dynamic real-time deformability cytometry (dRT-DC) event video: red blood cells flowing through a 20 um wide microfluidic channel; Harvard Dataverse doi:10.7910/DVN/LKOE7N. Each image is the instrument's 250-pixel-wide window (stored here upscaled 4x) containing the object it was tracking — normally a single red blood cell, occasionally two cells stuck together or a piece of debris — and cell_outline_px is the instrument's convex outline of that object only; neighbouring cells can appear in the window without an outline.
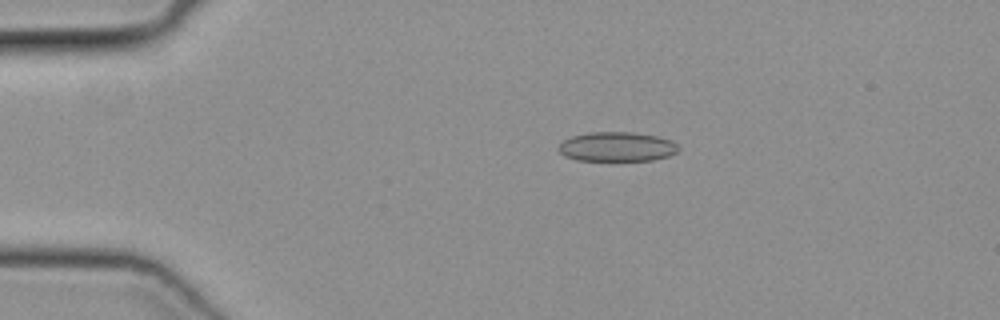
{"species": "common noctule bat (a hibernating species)", "species_latin": "Nyctalus noctula", "temperature_condition": "cold", "stored_images_in_passage": 15, "camera_frame_rate_fps": 3000, "um_per_image_px": 0.085, "animal": {"sex": "female", "body_mass_g": 19.3, "forearm_length_mm": 54.1}, "frame": {"image": 1, "passage_image": 6, "time_ms": 1.667, "image_size_px": [1000, 320], "cell_outline_px": [[680, 148], [676, 152], [668, 156], [652, 160], [576, 160], [564, 156], [556, 148], [564, 140], [572, 136], [588, 132], [632, 132], [656, 136], [672, 140]], "centroid_in_image_um": [52.42, 12.47], "position_along_channel_um": 32.6, "area_um2": 20.58}}
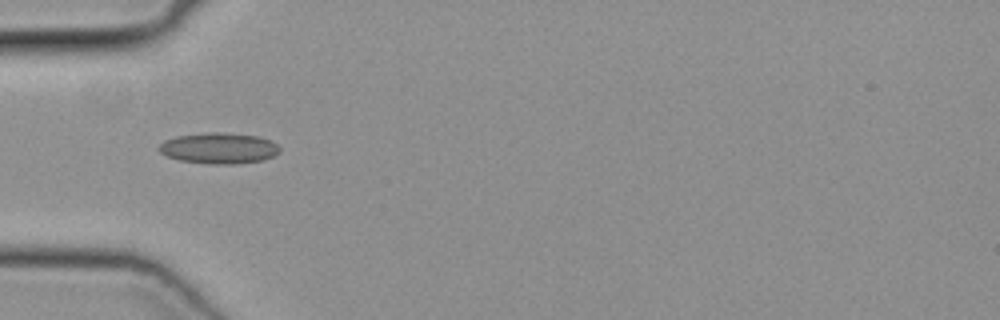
{"frame": {"image": 2, "passage_image": 12, "time_ms": 3.667, "image_size_px": [1000, 320], "cell_outline_px": [[280, 152], [264, 160], [236, 164], [208, 164], [180, 160], [168, 156], [160, 152], [156, 148], [164, 140], [176, 136], [208, 132], [220, 132], [256, 136], [268, 140], [276, 144], [280, 148]], "centroid_in_image_um": [18.58, 12.6], "position_along_channel_um": 66.4, "area_um2": 21.73}}